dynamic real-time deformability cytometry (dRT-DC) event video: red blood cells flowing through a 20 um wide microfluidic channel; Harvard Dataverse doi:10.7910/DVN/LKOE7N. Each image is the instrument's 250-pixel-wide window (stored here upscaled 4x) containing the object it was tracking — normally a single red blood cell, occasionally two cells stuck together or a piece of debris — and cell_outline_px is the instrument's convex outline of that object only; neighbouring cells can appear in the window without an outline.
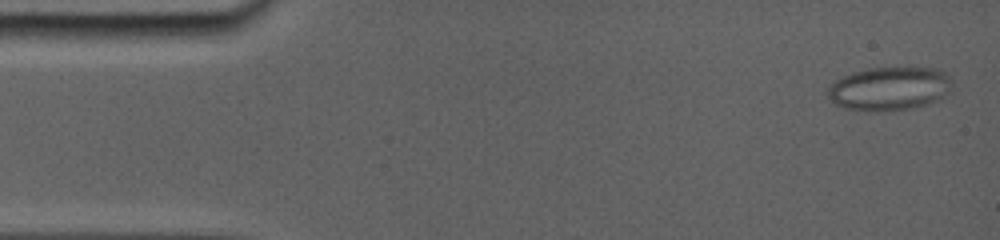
{"species": "common noctule bat (a hibernating species)", "species_latin": "Nyctalus noctula", "temperature_condition": "room temperature", "stored_images_in_passage": 99, "camera_frame_rate_fps": 5000, "um_per_image_px": 0.085, "animal": {"sex": "female", "body_mass_g": 19.0, "forearm_length_mm": 56.7}, "frame": {"image": 1, "passage_image": 2, "time_ms": 0.4, "image_size_px": [1000, 240], "cell_outline_px": [[952, 84], [948, 92], [936, 100], [928, 104], [904, 108], [848, 108], [836, 104], [824, 92], [836, 80], [844, 76], [868, 68], [936, 68], [948, 72], [952, 80]], "centroid_in_image_um": [75.65, 7.47], "position_along_channel_um": 9.4, "area_um2": 30.4}}
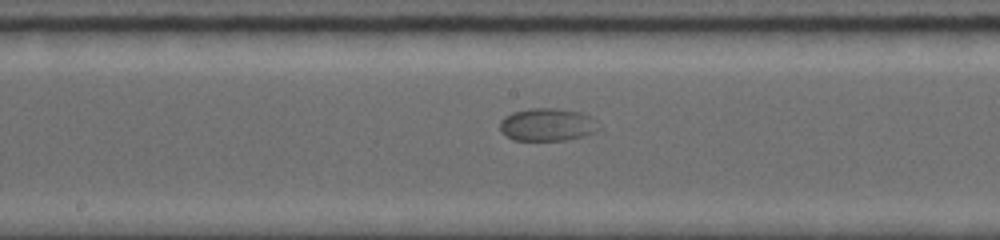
{"frame": {"image": 2, "passage_image": 55, "time_ms": 8.8, "image_size_px": [1000, 240], "cell_outline_px": [[592, 132], [580, 136], [560, 140], [512, 140], [500, 128], [500, 120], [504, 116], [512, 112], [528, 108], [552, 108], [580, 112], [588, 116]], "centroid_in_image_um": [46.32, 10.58], "position_along_channel_um": 201.9, "area_um2": 17.86}}
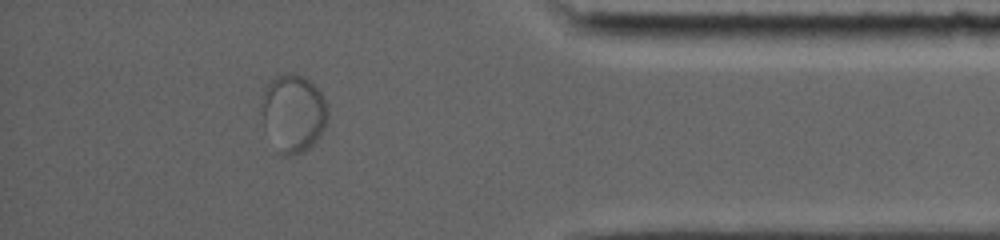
{"frame": {"image": 3, "passage_image": 89, "time_ms": 15.0, "image_size_px": [1000, 240], "cell_outline_px": [[328, 124], [320, 136], [308, 148], [300, 152], [288, 156], [280, 152], [264, 124], [260, 108], [264, 92], [272, 80], [276, 76], [284, 72], [304, 76], [320, 92], [328, 108]], "centroid_in_image_um": [24.96, 9.59], "position_along_channel_um": 410.2, "area_um2": 29.48}}